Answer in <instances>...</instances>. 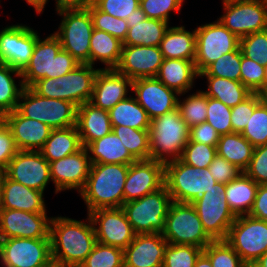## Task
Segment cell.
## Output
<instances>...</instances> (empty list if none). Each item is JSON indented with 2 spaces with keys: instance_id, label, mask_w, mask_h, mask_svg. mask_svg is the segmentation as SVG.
I'll list each match as a JSON object with an SVG mask.
<instances>
[{
  "instance_id": "1",
  "label": "cell",
  "mask_w": 267,
  "mask_h": 267,
  "mask_svg": "<svg viewBox=\"0 0 267 267\" xmlns=\"http://www.w3.org/2000/svg\"><path fill=\"white\" fill-rule=\"evenodd\" d=\"M86 221L66 216L52 217L50 222L52 261L62 267H79L84 262L97 243L94 226L88 214Z\"/></svg>"
},
{
  "instance_id": "2",
  "label": "cell",
  "mask_w": 267,
  "mask_h": 267,
  "mask_svg": "<svg viewBox=\"0 0 267 267\" xmlns=\"http://www.w3.org/2000/svg\"><path fill=\"white\" fill-rule=\"evenodd\" d=\"M129 171L125 164H92L86 185L79 193L87 207L93 210L121 208L124 185Z\"/></svg>"
},
{
  "instance_id": "3",
  "label": "cell",
  "mask_w": 267,
  "mask_h": 267,
  "mask_svg": "<svg viewBox=\"0 0 267 267\" xmlns=\"http://www.w3.org/2000/svg\"><path fill=\"white\" fill-rule=\"evenodd\" d=\"M78 62L69 52L62 50L59 39L52 33L43 40L37 38L31 60L21 72L24 87H31L43 78H57L74 70Z\"/></svg>"
},
{
  "instance_id": "4",
  "label": "cell",
  "mask_w": 267,
  "mask_h": 267,
  "mask_svg": "<svg viewBox=\"0 0 267 267\" xmlns=\"http://www.w3.org/2000/svg\"><path fill=\"white\" fill-rule=\"evenodd\" d=\"M190 128L176 108L151 119L149 129L150 159L162 163L180 159L189 141Z\"/></svg>"
},
{
  "instance_id": "5",
  "label": "cell",
  "mask_w": 267,
  "mask_h": 267,
  "mask_svg": "<svg viewBox=\"0 0 267 267\" xmlns=\"http://www.w3.org/2000/svg\"><path fill=\"white\" fill-rule=\"evenodd\" d=\"M93 67L80 64L61 77L38 80L30 88L42 97L66 100L78 108L92 97L95 76L99 70Z\"/></svg>"
},
{
  "instance_id": "6",
  "label": "cell",
  "mask_w": 267,
  "mask_h": 267,
  "mask_svg": "<svg viewBox=\"0 0 267 267\" xmlns=\"http://www.w3.org/2000/svg\"><path fill=\"white\" fill-rule=\"evenodd\" d=\"M164 185L172 201L192 203L205 192L218 188L209 168L190 166L181 159L165 163Z\"/></svg>"
},
{
  "instance_id": "7",
  "label": "cell",
  "mask_w": 267,
  "mask_h": 267,
  "mask_svg": "<svg viewBox=\"0 0 267 267\" xmlns=\"http://www.w3.org/2000/svg\"><path fill=\"white\" fill-rule=\"evenodd\" d=\"M16 110L24 117L45 123L52 129L76 125L77 107L66 100L45 98L24 87Z\"/></svg>"
},
{
  "instance_id": "8",
  "label": "cell",
  "mask_w": 267,
  "mask_h": 267,
  "mask_svg": "<svg viewBox=\"0 0 267 267\" xmlns=\"http://www.w3.org/2000/svg\"><path fill=\"white\" fill-rule=\"evenodd\" d=\"M172 202L167 187L124 203L122 209L136 234L162 233Z\"/></svg>"
},
{
  "instance_id": "9",
  "label": "cell",
  "mask_w": 267,
  "mask_h": 267,
  "mask_svg": "<svg viewBox=\"0 0 267 267\" xmlns=\"http://www.w3.org/2000/svg\"><path fill=\"white\" fill-rule=\"evenodd\" d=\"M59 29L53 34L59 39L62 50L69 52L80 64H90V39L93 21L88 9L62 10Z\"/></svg>"
},
{
  "instance_id": "10",
  "label": "cell",
  "mask_w": 267,
  "mask_h": 267,
  "mask_svg": "<svg viewBox=\"0 0 267 267\" xmlns=\"http://www.w3.org/2000/svg\"><path fill=\"white\" fill-rule=\"evenodd\" d=\"M162 235L169 244L194 245L203 249L213 241L204 231L193 205L175 201L169 206Z\"/></svg>"
},
{
  "instance_id": "11",
  "label": "cell",
  "mask_w": 267,
  "mask_h": 267,
  "mask_svg": "<svg viewBox=\"0 0 267 267\" xmlns=\"http://www.w3.org/2000/svg\"><path fill=\"white\" fill-rule=\"evenodd\" d=\"M226 184L205 192L191 204L195 208L207 235L213 240H226L229 229L237 217L225 197Z\"/></svg>"
},
{
  "instance_id": "12",
  "label": "cell",
  "mask_w": 267,
  "mask_h": 267,
  "mask_svg": "<svg viewBox=\"0 0 267 267\" xmlns=\"http://www.w3.org/2000/svg\"><path fill=\"white\" fill-rule=\"evenodd\" d=\"M226 241L250 267L267 251V221L250 215L237 216Z\"/></svg>"
},
{
  "instance_id": "13",
  "label": "cell",
  "mask_w": 267,
  "mask_h": 267,
  "mask_svg": "<svg viewBox=\"0 0 267 267\" xmlns=\"http://www.w3.org/2000/svg\"><path fill=\"white\" fill-rule=\"evenodd\" d=\"M196 56L195 68L202 73L223 54L237 50L240 38L230 32L218 19L195 28Z\"/></svg>"
},
{
  "instance_id": "14",
  "label": "cell",
  "mask_w": 267,
  "mask_h": 267,
  "mask_svg": "<svg viewBox=\"0 0 267 267\" xmlns=\"http://www.w3.org/2000/svg\"><path fill=\"white\" fill-rule=\"evenodd\" d=\"M224 14L217 18L239 38L267 30V0H222Z\"/></svg>"
},
{
  "instance_id": "15",
  "label": "cell",
  "mask_w": 267,
  "mask_h": 267,
  "mask_svg": "<svg viewBox=\"0 0 267 267\" xmlns=\"http://www.w3.org/2000/svg\"><path fill=\"white\" fill-rule=\"evenodd\" d=\"M0 260L4 267H45L52 262L51 239H0Z\"/></svg>"
},
{
  "instance_id": "16",
  "label": "cell",
  "mask_w": 267,
  "mask_h": 267,
  "mask_svg": "<svg viewBox=\"0 0 267 267\" xmlns=\"http://www.w3.org/2000/svg\"><path fill=\"white\" fill-rule=\"evenodd\" d=\"M37 31L27 25L14 24L0 31V63L22 72L29 64Z\"/></svg>"
},
{
  "instance_id": "17",
  "label": "cell",
  "mask_w": 267,
  "mask_h": 267,
  "mask_svg": "<svg viewBox=\"0 0 267 267\" xmlns=\"http://www.w3.org/2000/svg\"><path fill=\"white\" fill-rule=\"evenodd\" d=\"M5 175L29 188L45 191L51 181L49 162L40 151L19 150L10 160Z\"/></svg>"
},
{
  "instance_id": "18",
  "label": "cell",
  "mask_w": 267,
  "mask_h": 267,
  "mask_svg": "<svg viewBox=\"0 0 267 267\" xmlns=\"http://www.w3.org/2000/svg\"><path fill=\"white\" fill-rule=\"evenodd\" d=\"M90 216L98 243L125 249L136 233L122 208L93 210Z\"/></svg>"
},
{
  "instance_id": "19",
  "label": "cell",
  "mask_w": 267,
  "mask_h": 267,
  "mask_svg": "<svg viewBox=\"0 0 267 267\" xmlns=\"http://www.w3.org/2000/svg\"><path fill=\"white\" fill-rule=\"evenodd\" d=\"M51 219L47 213L0 209V239L50 238Z\"/></svg>"
},
{
  "instance_id": "20",
  "label": "cell",
  "mask_w": 267,
  "mask_h": 267,
  "mask_svg": "<svg viewBox=\"0 0 267 267\" xmlns=\"http://www.w3.org/2000/svg\"><path fill=\"white\" fill-rule=\"evenodd\" d=\"M92 162L83 147L78 152L50 162L51 181L55 185V194L65 190H77L80 193L86 185Z\"/></svg>"
},
{
  "instance_id": "21",
  "label": "cell",
  "mask_w": 267,
  "mask_h": 267,
  "mask_svg": "<svg viewBox=\"0 0 267 267\" xmlns=\"http://www.w3.org/2000/svg\"><path fill=\"white\" fill-rule=\"evenodd\" d=\"M165 164L156 160H137L129 165L124 185V203L137 200L164 186Z\"/></svg>"
},
{
  "instance_id": "22",
  "label": "cell",
  "mask_w": 267,
  "mask_h": 267,
  "mask_svg": "<svg viewBox=\"0 0 267 267\" xmlns=\"http://www.w3.org/2000/svg\"><path fill=\"white\" fill-rule=\"evenodd\" d=\"M136 101L145 109L150 119L177 108L179 94L165 86L156 77L132 80Z\"/></svg>"
},
{
  "instance_id": "23",
  "label": "cell",
  "mask_w": 267,
  "mask_h": 267,
  "mask_svg": "<svg viewBox=\"0 0 267 267\" xmlns=\"http://www.w3.org/2000/svg\"><path fill=\"white\" fill-rule=\"evenodd\" d=\"M163 59L159 46L123 45L115 70L131 80L156 77Z\"/></svg>"
},
{
  "instance_id": "24",
  "label": "cell",
  "mask_w": 267,
  "mask_h": 267,
  "mask_svg": "<svg viewBox=\"0 0 267 267\" xmlns=\"http://www.w3.org/2000/svg\"><path fill=\"white\" fill-rule=\"evenodd\" d=\"M168 244L162 233L136 234L123 250L124 267H162Z\"/></svg>"
},
{
  "instance_id": "25",
  "label": "cell",
  "mask_w": 267,
  "mask_h": 267,
  "mask_svg": "<svg viewBox=\"0 0 267 267\" xmlns=\"http://www.w3.org/2000/svg\"><path fill=\"white\" fill-rule=\"evenodd\" d=\"M132 90V80L115 69L100 68L95 76L90 103L111 110L118 102L127 98Z\"/></svg>"
},
{
  "instance_id": "26",
  "label": "cell",
  "mask_w": 267,
  "mask_h": 267,
  "mask_svg": "<svg viewBox=\"0 0 267 267\" xmlns=\"http://www.w3.org/2000/svg\"><path fill=\"white\" fill-rule=\"evenodd\" d=\"M1 119L10 129L19 150L39 151L52 131L45 123L24 117L16 109Z\"/></svg>"
},
{
  "instance_id": "27",
  "label": "cell",
  "mask_w": 267,
  "mask_h": 267,
  "mask_svg": "<svg viewBox=\"0 0 267 267\" xmlns=\"http://www.w3.org/2000/svg\"><path fill=\"white\" fill-rule=\"evenodd\" d=\"M128 33L123 45L159 46L169 22L146 18L143 10L138 7L127 18Z\"/></svg>"
},
{
  "instance_id": "28",
  "label": "cell",
  "mask_w": 267,
  "mask_h": 267,
  "mask_svg": "<svg viewBox=\"0 0 267 267\" xmlns=\"http://www.w3.org/2000/svg\"><path fill=\"white\" fill-rule=\"evenodd\" d=\"M43 194L44 192L22 185L5 175L0 209L22 210L30 213H47Z\"/></svg>"
},
{
  "instance_id": "29",
  "label": "cell",
  "mask_w": 267,
  "mask_h": 267,
  "mask_svg": "<svg viewBox=\"0 0 267 267\" xmlns=\"http://www.w3.org/2000/svg\"><path fill=\"white\" fill-rule=\"evenodd\" d=\"M76 126L83 147L112 131L109 112L90 102L77 108Z\"/></svg>"
},
{
  "instance_id": "30",
  "label": "cell",
  "mask_w": 267,
  "mask_h": 267,
  "mask_svg": "<svg viewBox=\"0 0 267 267\" xmlns=\"http://www.w3.org/2000/svg\"><path fill=\"white\" fill-rule=\"evenodd\" d=\"M199 77L195 63L185 59H163L156 78L178 94L188 93Z\"/></svg>"
},
{
  "instance_id": "31",
  "label": "cell",
  "mask_w": 267,
  "mask_h": 267,
  "mask_svg": "<svg viewBox=\"0 0 267 267\" xmlns=\"http://www.w3.org/2000/svg\"><path fill=\"white\" fill-rule=\"evenodd\" d=\"M85 148L92 164L130 165L137 161L113 131L91 142Z\"/></svg>"
},
{
  "instance_id": "32",
  "label": "cell",
  "mask_w": 267,
  "mask_h": 267,
  "mask_svg": "<svg viewBox=\"0 0 267 267\" xmlns=\"http://www.w3.org/2000/svg\"><path fill=\"white\" fill-rule=\"evenodd\" d=\"M164 59H185L194 62L196 31L185 30L183 25L169 27L159 44Z\"/></svg>"
},
{
  "instance_id": "33",
  "label": "cell",
  "mask_w": 267,
  "mask_h": 267,
  "mask_svg": "<svg viewBox=\"0 0 267 267\" xmlns=\"http://www.w3.org/2000/svg\"><path fill=\"white\" fill-rule=\"evenodd\" d=\"M83 148L77 126L52 129L49 138L39 150L50 163L74 154Z\"/></svg>"
},
{
  "instance_id": "34",
  "label": "cell",
  "mask_w": 267,
  "mask_h": 267,
  "mask_svg": "<svg viewBox=\"0 0 267 267\" xmlns=\"http://www.w3.org/2000/svg\"><path fill=\"white\" fill-rule=\"evenodd\" d=\"M259 185L244 172L235 179L226 184L225 197L227 203L236 216L248 215Z\"/></svg>"
},
{
  "instance_id": "35",
  "label": "cell",
  "mask_w": 267,
  "mask_h": 267,
  "mask_svg": "<svg viewBox=\"0 0 267 267\" xmlns=\"http://www.w3.org/2000/svg\"><path fill=\"white\" fill-rule=\"evenodd\" d=\"M123 42L109 33L93 29L90 39V65L96 61L105 65L104 69H115L122 53Z\"/></svg>"
},
{
  "instance_id": "36",
  "label": "cell",
  "mask_w": 267,
  "mask_h": 267,
  "mask_svg": "<svg viewBox=\"0 0 267 267\" xmlns=\"http://www.w3.org/2000/svg\"><path fill=\"white\" fill-rule=\"evenodd\" d=\"M216 151L218 156L244 172L250 164L254 146L241 133L233 132L220 136Z\"/></svg>"
},
{
  "instance_id": "37",
  "label": "cell",
  "mask_w": 267,
  "mask_h": 267,
  "mask_svg": "<svg viewBox=\"0 0 267 267\" xmlns=\"http://www.w3.org/2000/svg\"><path fill=\"white\" fill-rule=\"evenodd\" d=\"M108 112L111 126H128L138 130L150 129L151 119L133 96L121 100Z\"/></svg>"
},
{
  "instance_id": "38",
  "label": "cell",
  "mask_w": 267,
  "mask_h": 267,
  "mask_svg": "<svg viewBox=\"0 0 267 267\" xmlns=\"http://www.w3.org/2000/svg\"><path fill=\"white\" fill-rule=\"evenodd\" d=\"M207 90L202 92L207 96L223 102L232 108L248 98L252 92L242 84L241 81L220 78L216 76H205Z\"/></svg>"
},
{
  "instance_id": "39",
  "label": "cell",
  "mask_w": 267,
  "mask_h": 267,
  "mask_svg": "<svg viewBox=\"0 0 267 267\" xmlns=\"http://www.w3.org/2000/svg\"><path fill=\"white\" fill-rule=\"evenodd\" d=\"M21 78V72L0 63V118L17 108L20 94L24 88L22 80L17 85L15 78ZM18 86H20L18 88Z\"/></svg>"
},
{
  "instance_id": "40",
  "label": "cell",
  "mask_w": 267,
  "mask_h": 267,
  "mask_svg": "<svg viewBox=\"0 0 267 267\" xmlns=\"http://www.w3.org/2000/svg\"><path fill=\"white\" fill-rule=\"evenodd\" d=\"M112 131L136 160L150 159L149 130L128 126H112Z\"/></svg>"
},
{
  "instance_id": "41",
  "label": "cell",
  "mask_w": 267,
  "mask_h": 267,
  "mask_svg": "<svg viewBox=\"0 0 267 267\" xmlns=\"http://www.w3.org/2000/svg\"><path fill=\"white\" fill-rule=\"evenodd\" d=\"M180 96L182 95L179 94L177 109L187 126L191 128L205 122L207 119V96L201 90L187 95L183 101Z\"/></svg>"
},
{
  "instance_id": "42",
  "label": "cell",
  "mask_w": 267,
  "mask_h": 267,
  "mask_svg": "<svg viewBox=\"0 0 267 267\" xmlns=\"http://www.w3.org/2000/svg\"><path fill=\"white\" fill-rule=\"evenodd\" d=\"M241 49L240 47L232 52L223 54L214 63L210 64L199 77L216 76L230 80L240 81L241 70Z\"/></svg>"
},
{
  "instance_id": "43",
  "label": "cell",
  "mask_w": 267,
  "mask_h": 267,
  "mask_svg": "<svg viewBox=\"0 0 267 267\" xmlns=\"http://www.w3.org/2000/svg\"><path fill=\"white\" fill-rule=\"evenodd\" d=\"M203 253L211 261L212 267H248L226 240L212 241L203 249Z\"/></svg>"
},
{
  "instance_id": "44",
  "label": "cell",
  "mask_w": 267,
  "mask_h": 267,
  "mask_svg": "<svg viewBox=\"0 0 267 267\" xmlns=\"http://www.w3.org/2000/svg\"><path fill=\"white\" fill-rule=\"evenodd\" d=\"M79 267H124L123 249L97 242Z\"/></svg>"
},
{
  "instance_id": "45",
  "label": "cell",
  "mask_w": 267,
  "mask_h": 267,
  "mask_svg": "<svg viewBox=\"0 0 267 267\" xmlns=\"http://www.w3.org/2000/svg\"><path fill=\"white\" fill-rule=\"evenodd\" d=\"M254 147L267 144V107L260 102L241 132Z\"/></svg>"
},
{
  "instance_id": "46",
  "label": "cell",
  "mask_w": 267,
  "mask_h": 267,
  "mask_svg": "<svg viewBox=\"0 0 267 267\" xmlns=\"http://www.w3.org/2000/svg\"><path fill=\"white\" fill-rule=\"evenodd\" d=\"M203 248L194 245L168 244L162 267H194Z\"/></svg>"
},
{
  "instance_id": "47",
  "label": "cell",
  "mask_w": 267,
  "mask_h": 267,
  "mask_svg": "<svg viewBox=\"0 0 267 267\" xmlns=\"http://www.w3.org/2000/svg\"><path fill=\"white\" fill-rule=\"evenodd\" d=\"M90 11L94 29L102 30L124 42L127 33V21L117 18L99 10L94 4L88 7Z\"/></svg>"
},
{
  "instance_id": "48",
  "label": "cell",
  "mask_w": 267,
  "mask_h": 267,
  "mask_svg": "<svg viewBox=\"0 0 267 267\" xmlns=\"http://www.w3.org/2000/svg\"><path fill=\"white\" fill-rule=\"evenodd\" d=\"M207 119L208 122L221 135L232 133L231 108L223 102L207 97Z\"/></svg>"
},
{
  "instance_id": "49",
  "label": "cell",
  "mask_w": 267,
  "mask_h": 267,
  "mask_svg": "<svg viewBox=\"0 0 267 267\" xmlns=\"http://www.w3.org/2000/svg\"><path fill=\"white\" fill-rule=\"evenodd\" d=\"M242 55L264 66L267 65V30L240 38Z\"/></svg>"
},
{
  "instance_id": "50",
  "label": "cell",
  "mask_w": 267,
  "mask_h": 267,
  "mask_svg": "<svg viewBox=\"0 0 267 267\" xmlns=\"http://www.w3.org/2000/svg\"><path fill=\"white\" fill-rule=\"evenodd\" d=\"M217 155L216 147L198 142H188L184 147L181 160L199 169L208 168Z\"/></svg>"
},
{
  "instance_id": "51",
  "label": "cell",
  "mask_w": 267,
  "mask_h": 267,
  "mask_svg": "<svg viewBox=\"0 0 267 267\" xmlns=\"http://www.w3.org/2000/svg\"><path fill=\"white\" fill-rule=\"evenodd\" d=\"M240 81L252 93H257L265 85V66L245 56L241 52Z\"/></svg>"
},
{
  "instance_id": "52",
  "label": "cell",
  "mask_w": 267,
  "mask_h": 267,
  "mask_svg": "<svg viewBox=\"0 0 267 267\" xmlns=\"http://www.w3.org/2000/svg\"><path fill=\"white\" fill-rule=\"evenodd\" d=\"M184 0H140L139 7L143 10L146 18L169 21L170 13L180 12Z\"/></svg>"
},
{
  "instance_id": "53",
  "label": "cell",
  "mask_w": 267,
  "mask_h": 267,
  "mask_svg": "<svg viewBox=\"0 0 267 267\" xmlns=\"http://www.w3.org/2000/svg\"><path fill=\"white\" fill-rule=\"evenodd\" d=\"M258 93H252L243 102L231 108L232 133H241L246 127L249 117L254 112L255 107L260 103Z\"/></svg>"
},
{
  "instance_id": "54",
  "label": "cell",
  "mask_w": 267,
  "mask_h": 267,
  "mask_svg": "<svg viewBox=\"0 0 267 267\" xmlns=\"http://www.w3.org/2000/svg\"><path fill=\"white\" fill-rule=\"evenodd\" d=\"M244 173L258 185H267V144L254 147L250 164Z\"/></svg>"
},
{
  "instance_id": "55",
  "label": "cell",
  "mask_w": 267,
  "mask_h": 267,
  "mask_svg": "<svg viewBox=\"0 0 267 267\" xmlns=\"http://www.w3.org/2000/svg\"><path fill=\"white\" fill-rule=\"evenodd\" d=\"M139 4L140 0H94V5L102 12L125 20Z\"/></svg>"
},
{
  "instance_id": "56",
  "label": "cell",
  "mask_w": 267,
  "mask_h": 267,
  "mask_svg": "<svg viewBox=\"0 0 267 267\" xmlns=\"http://www.w3.org/2000/svg\"><path fill=\"white\" fill-rule=\"evenodd\" d=\"M208 168L214 179L220 184H228L230 181L235 180L242 172L234 164L218 155L214 157L213 162Z\"/></svg>"
},
{
  "instance_id": "57",
  "label": "cell",
  "mask_w": 267,
  "mask_h": 267,
  "mask_svg": "<svg viewBox=\"0 0 267 267\" xmlns=\"http://www.w3.org/2000/svg\"><path fill=\"white\" fill-rule=\"evenodd\" d=\"M18 151L10 129L0 118V168L5 170Z\"/></svg>"
},
{
  "instance_id": "58",
  "label": "cell",
  "mask_w": 267,
  "mask_h": 267,
  "mask_svg": "<svg viewBox=\"0 0 267 267\" xmlns=\"http://www.w3.org/2000/svg\"><path fill=\"white\" fill-rule=\"evenodd\" d=\"M219 138L220 135L217 131L205 121L190 128L188 142L204 143L217 147Z\"/></svg>"
},
{
  "instance_id": "59",
  "label": "cell",
  "mask_w": 267,
  "mask_h": 267,
  "mask_svg": "<svg viewBox=\"0 0 267 267\" xmlns=\"http://www.w3.org/2000/svg\"><path fill=\"white\" fill-rule=\"evenodd\" d=\"M248 215L267 221V185H259L253 206Z\"/></svg>"
},
{
  "instance_id": "60",
  "label": "cell",
  "mask_w": 267,
  "mask_h": 267,
  "mask_svg": "<svg viewBox=\"0 0 267 267\" xmlns=\"http://www.w3.org/2000/svg\"><path fill=\"white\" fill-rule=\"evenodd\" d=\"M94 4V0H56V11L88 9L90 5Z\"/></svg>"
},
{
  "instance_id": "61",
  "label": "cell",
  "mask_w": 267,
  "mask_h": 267,
  "mask_svg": "<svg viewBox=\"0 0 267 267\" xmlns=\"http://www.w3.org/2000/svg\"><path fill=\"white\" fill-rule=\"evenodd\" d=\"M25 1L28 3V5L33 6L37 14L42 13L47 2H49L48 0H25Z\"/></svg>"
},
{
  "instance_id": "62",
  "label": "cell",
  "mask_w": 267,
  "mask_h": 267,
  "mask_svg": "<svg viewBox=\"0 0 267 267\" xmlns=\"http://www.w3.org/2000/svg\"><path fill=\"white\" fill-rule=\"evenodd\" d=\"M194 267H212L209 258L202 252L197 258Z\"/></svg>"
},
{
  "instance_id": "63",
  "label": "cell",
  "mask_w": 267,
  "mask_h": 267,
  "mask_svg": "<svg viewBox=\"0 0 267 267\" xmlns=\"http://www.w3.org/2000/svg\"><path fill=\"white\" fill-rule=\"evenodd\" d=\"M250 267H267V251Z\"/></svg>"
},
{
  "instance_id": "64",
  "label": "cell",
  "mask_w": 267,
  "mask_h": 267,
  "mask_svg": "<svg viewBox=\"0 0 267 267\" xmlns=\"http://www.w3.org/2000/svg\"><path fill=\"white\" fill-rule=\"evenodd\" d=\"M257 93L260 101L267 107V85H264Z\"/></svg>"
},
{
  "instance_id": "65",
  "label": "cell",
  "mask_w": 267,
  "mask_h": 267,
  "mask_svg": "<svg viewBox=\"0 0 267 267\" xmlns=\"http://www.w3.org/2000/svg\"><path fill=\"white\" fill-rule=\"evenodd\" d=\"M5 178V170L0 168V200H1V193H2V186Z\"/></svg>"
},
{
  "instance_id": "66",
  "label": "cell",
  "mask_w": 267,
  "mask_h": 267,
  "mask_svg": "<svg viewBox=\"0 0 267 267\" xmlns=\"http://www.w3.org/2000/svg\"><path fill=\"white\" fill-rule=\"evenodd\" d=\"M45 267H62L61 265H59L57 262H50L48 265H46Z\"/></svg>"
},
{
  "instance_id": "67",
  "label": "cell",
  "mask_w": 267,
  "mask_h": 267,
  "mask_svg": "<svg viewBox=\"0 0 267 267\" xmlns=\"http://www.w3.org/2000/svg\"><path fill=\"white\" fill-rule=\"evenodd\" d=\"M265 85H267V65L265 66Z\"/></svg>"
}]
</instances>
